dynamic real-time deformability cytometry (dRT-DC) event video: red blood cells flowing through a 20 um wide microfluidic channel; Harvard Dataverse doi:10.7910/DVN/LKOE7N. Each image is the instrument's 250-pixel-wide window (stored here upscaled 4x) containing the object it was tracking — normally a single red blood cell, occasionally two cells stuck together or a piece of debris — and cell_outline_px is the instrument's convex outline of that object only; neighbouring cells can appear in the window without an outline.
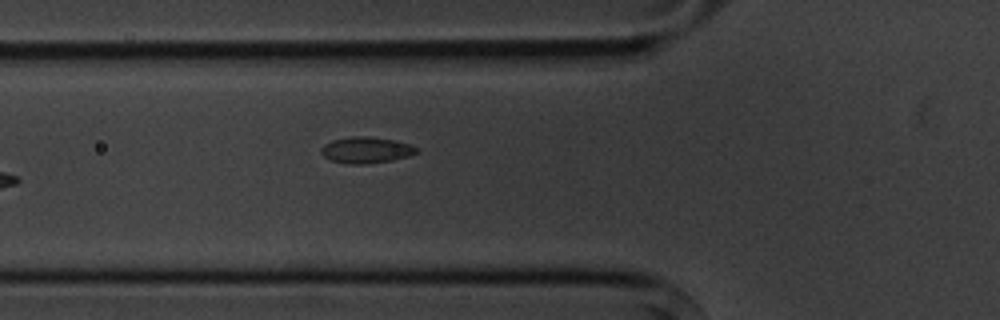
{"species": "common noctule bat (a hibernating species)", "species_latin": "Nyctalus noctula", "temperature_condition": "cold", "stored_images_in_passage": 6, "camera_frame_rate_fps": 3000, "um_per_image_px": 0.085, "animal": {"sex": "male", "body_mass_g": 20.1, "forearm_length_mm": 53.5}, "frame": {"image": 1, "passage_image": 6, "time_ms": 5.667, "image_size_px": [1000, 320], "cell_outline_px": [[416, 152], [408, 156], [392, 160], [364, 164], [348, 164], [332, 160], [324, 156], [320, 152], [320, 148], [324, 144], [332, 140], [352, 136], [368, 136], [396, 140], [408, 144], [416, 148]], "centroid_in_image_um": [31.07, 12.74], "position_along_channel_um": 94.7, "area_um2": 14.45}}